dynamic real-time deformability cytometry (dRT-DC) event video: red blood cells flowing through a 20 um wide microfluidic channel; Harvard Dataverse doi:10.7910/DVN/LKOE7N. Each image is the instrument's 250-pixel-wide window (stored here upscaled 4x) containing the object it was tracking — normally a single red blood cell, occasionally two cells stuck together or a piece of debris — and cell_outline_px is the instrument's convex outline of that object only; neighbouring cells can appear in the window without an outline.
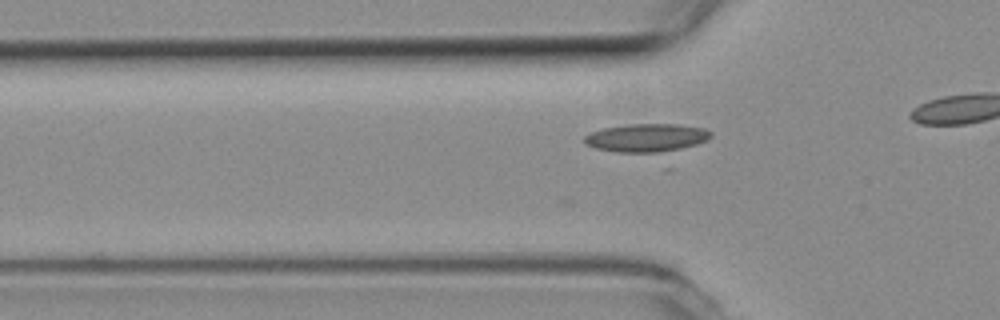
{"species": "common noctule bat (a hibernating species)", "species_latin": "Nyctalus noctula", "temperature_condition": "room temperature", "stored_images_in_passage": 15, "camera_frame_rate_fps": 3000, "um_per_image_px": 0.085, "animal": {"sex": "female", "body_mass_g": 19.3, "forearm_length_mm": 54.1}, "frame": {"image": 1, "passage_image": 3, "time_ms": 0.667, "image_size_px": [1000, 320], "cell_outline_px": [[712, 136], [708, 140], [672, 152], [620, 152], [596, 148], [584, 144], [584, 136], [592, 132], [604, 128], [628, 124], [680, 124], [704, 128], [712, 132]], "centroid_in_image_um": [55.01, 11.71], "position_along_channel_um": 70.8, "area_um2": 20.92}}
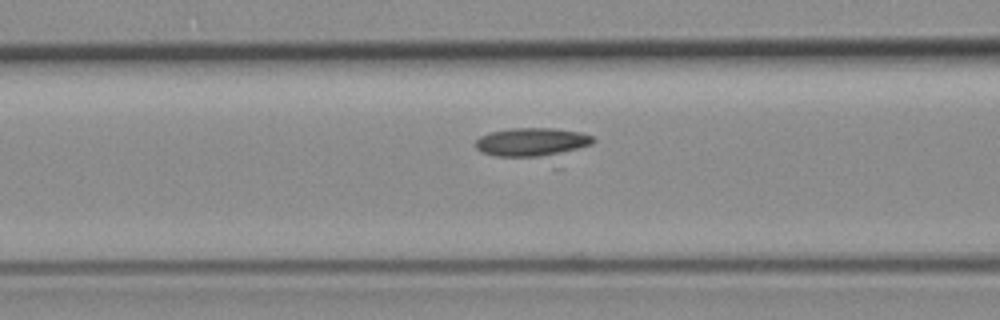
{"frame": {"image": 2, "passage_image": 7, "time_ms": 2.0, "image_size_px": [1000, 320], "cell_outline_px": [[596, 140], [592, 144], [552, 156], [496, 156], [480, 152], [476, 148], [476, 140], [480, 136], [488, 132], [512, 128], [556, 128], [580, 132], [592, 136]], "centroid_in_image_um": [45.2, 12.06], "position_along_channel_um": 121.4, "area_um2": 19.59}}
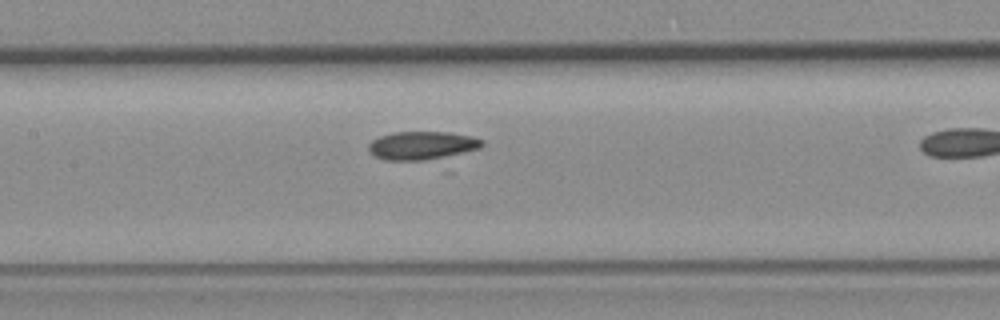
{"frame": {"image": 3, "passage_image": 11, "time_ms": 3.333, "image_size_px": [1000, 320], "cell_outline_px": [[484, 144], [480, 148], [452, 172], [444, 172], [384, 160], [368, 152], [368, 144], [372, 140], [380, 136], [392, 132], [448, 132], [472, 136], [484, 140]], "centroid_in_image_um": [36.21, 12.68], "position_along_channel_um": 171.2, "area_um2": 24.22}}